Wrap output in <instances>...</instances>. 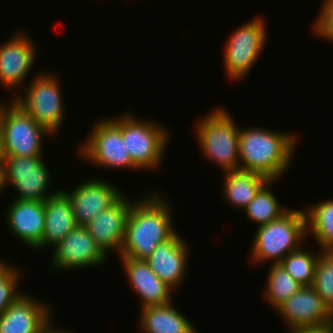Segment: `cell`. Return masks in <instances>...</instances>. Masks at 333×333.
Instances as JSON below:
<instances>
[{
  "instance_id": "1",
  "label": "cell",
  "mask_w": 333,
  "mask_h": 333,
  "mask_svg": "<svg viewBox=\"0 0 333 333\" xmlns=\"http://www.w3.org/2000/svg\"><path fill=\"white\" fill-rule=\"evenodd\" d=\"M148 193L132 204L120 257L145 260L161 242L176 232L170 201L160 192Z\"/></svg>"
},
{
  "instance_id": "2",
  "label": "cell",
  "mask_w": 333,
  "mask_h": 333,
  "mask_svg": "<svg viewBox=\"0 0 333 333\" xmlns=\"http://www.w3.org/2000/svg\"><path fill=\"white\" fill-rule=\"evenodd\" d=\"M291 132L266 130L259 127L240 128L238 151L239 169L265 176L268 180L281 179L292 162L298 144Z\"/></svg>"
},
{
  "instance_id": "3",
  "label": "cell",
  "mask_w": 333,
  "mask_h": 333,
  "mask_svg": "<svg viewBox=\"0 0 333 333\" xmlns=\"http://www.w3.org/2000/svg\"><path fill=\"white\" fill-rule=\"evenodd\" d=\"M256 229L250 251L252 263L268 260L279 264L290 252L303 247L301 243L307 237L305 212L290 208L279 219Z\"/></svg>"
},
{
  "instance_id": "4",
  "label": "cell",
  "mask_w": 333,
  "mask_h": 333,
  "mask_svg": "<svg viewBox=\"0 0 333 333\" xmlns=\"http://www.w3.org/2000/svg\"><path fill=\"white\" fill-rule=\"evenodd\" d=\"M227 111L216 107L194 125L202 155L224 173L239 170V126Z\"/></svg>"
},
{
  "instance_id": "5",
  "label": "cell",
  "mask_w": 333,
  "mask_h": 333,
  "mask_svg": "<svg viewBox=\"0 0 333 333\" xmlns=\"http://www.w3.org/2000/svg\"><path fill=\"white\" fill-rule=\"evenodd\" d=\"M121 130L132 162L140 170L159 168L164 159L169 129L158 122L140 119L129 112L110 118Z\"/></svg>"
},
{
  "instance_id": "6",
  "label": "cell",
  "mask_w": 333,
  "mask_h": 333,
  "mask_svg": "<svg viewBox=\"0 0 333 333\" xmlns=\"http://www.w3.org/2000/svg\"><path fill=\"white\" fill-rule=\"evenodd\" d=\"M35 74L29 85L28 82L25 85L23 95H15L12 100L53 136L65 119L60 79L57 72Z\"/></svg>"
},
{
  "instance_id": "7",
  "label": "cell",
  "mask_w": 333,
  "mask_h": 333,
  "mask_svg": "<svg viewBox=\"0 0 333 333\" xmlns=\"http://www.w3.org/2000/svg\"><path fill=\"white\" fill-rule=\"evenodd\" d=\"M0 127L6 156H44V136H52L13 100L0 101Z\"/></svg>"
},
{
  "instance_id": "8",
  "label": "cell",
  "mask_w": 333,
  "mask_h": 333,
  "mask_svg": "<svg viewBox=\"0 0 333 333\" xmlns=\"http://www.w3.org/2000/svg\"><path fill=\"white\" fill-rule=\"evenodd\" d=\"M251 19L229 33L224 45V71L231 81L246 78L267 43L265 20L259 15Z\"/></svg>"
},
{
  "instance_id": "9",
  "label": "cell",
  "mask_w": 333,
  "mask_h": 333,
  "mask_svg": "<svg viewBox=\"0 0 333 333\" xmlns=\"http://www.w3.org/2000/svg\"><path fill=\"white\" fill-rule=\"evenodd\" d=\"M79 144L78 154L93 165L111 169L140 170L130 158L120 128L110 119H98Z\"/></svg>"
},
{
  "instance_id": "10",
  "label": "cell",
  "mask_w": 333,
  "mask_h": 333,
  "mask_svg": "<svg viewBox=\"0 0 333 333\" xmlns=\"http://www.w3.org/2000/svg\"><path fill=\"white\" fill-rule=\"evenodd\" d=\"M44 156H6L5 185H12L19 200L44 201L59 190L48 192L51 174ZM43 158V159H42Z\"/></svg>"
},
{
  "instance_id": "11",
  "label": "cell",
  "mask_w": 333,
  "mask_h": 333,
  "mask_svg": "<svg viewBox=\"0 0 333 333\" xmlns=\"http://www.w3.org/2000/svg\"><path fill=\"white\" fill-rule=\"evenodd\" d=\"M53 247L49 271L56 270L57 274L61 270L65 272V270L75 271L78 268L101 266L108 257L85 226H77Z\"/></svg>"
},
{
  "instance_id": "12",
  "label": "cell",
  "mask_w": 333,
  "mask_h": 333,
  "mask_svg": "<svg viewBox=\"0 0 333 333\" xmlns=\"http://www.w3.org/2000/svg\"><path fill=\"white\" fill-rule=\"evenodd\" d=\"M275 311L288 329L333 325V313L312 286H302Z\"/></svg>"
},
{
  "instance_id": "13",
  "label": "cell",
  "mask_w": 333,
  "mask_h": 333,
  "mask_svg": "<svg viewBox=\"0 0 333 333\" xmlns=\"http://www.w3.org/2000/svg\"><path fill=\"white\" fill-rule=\"evenodd\" d=\"M86 179L70 192L62 190L72 204L78 226L88 224L123 195V192L111 182L93 177Z\"/></svg>"
},
{
  "instance_id": "14",
  "label": "cell",
  "mask_w": 333,
  "mask_h": 333,
  "mask_svg": "<svg viewBox=\"0 0 333 333\" xmlns=\"http://www.w3.org/2000/svg\"><path fill=\"white\" fill-rule=\"evenodd\" d=\"M28 35L23 31L13 33L11 39L0 45V84L4 88L25 87V79L33 68L37 53Z\"/></svg>"
},
{
  "instance_id": "15",
  "label": "cell",
  "mask_w": 333,
  "mask_h": 333,
  "mask_svg": "<svg viewBox=\"0 0 333 333\" xmlns=\"http://www.w3.org/2000/svg\"><path fill=\"white\" fill-rule=\"evenodd\" d=\"M185 238L176 231L161 242L145 259L151 270L175 293L187 277L188 259L191 249ZM190 250V251H189Z\"/></svg>"
},
{
  "instance_id": "16",
  "label": "cell",
  "mask_w": 333,
  "mask_h": 333,
  "mask_svg": "<svg viewBox=\"0 0 333 333\" xmlns=\"http://www.w3.org/2000/svg\"><path fill=\"white\" fill-rule=\"evenodd\" d=\"M122 195L112 206L103 210L85 225L101 250L108 255L111 251L120 255L127 220L135 200Z\"/></svg>"
},
{
  "instance_id": "17",
  "label": "cell",
  "mask_w": 333,
  "mask_h": 333,
  "mask_svg": "<svg viewBox=\"0 0 333 333\" xmlns=\"http://www.w3.org/2000/svg\"><path fill=\"white\" fill-rule=\"evenodd\" d=\"M27 294L0 314V333H40L52 320L50 305Z\"/></svg>"
},
{
  "instance_id": "18",
  "label": "cell",
  "mask_w": 333,
  "mask_h": 333,
  "mask_svg": "<svg viewBox=\"0 0 333 333\" xmlns=\"http://www.w3.org/2000/svg\"><path fill=\"white\" fill-rule=\"evenodd\" d=\"M5 212L6 225L18 240L35 250L45 229L44 201L14 198Z\"/></svg>"
},
{
  "instance_id": "19",
  "label": "cell",
  "mask_w": 333,
  "mask_h": 333,
  "mask_svg": "<svg viewBox=\"0 0 333 333\" xmlns=\"http://www.w3.org/2000/svg\"><path fill=\"white\" fill-rule=\"evenodd\" d=\"M129 284L140 301V309L172 302L173 290L149 267L145 260L120 257Z\"/></svg>"
},
{
  "instance_id": "20",
  "label": "cell",
  "mask_w": 333,
  "mask_h": 333,
  "mask_svg": "<svg viewBox=\"0 0 333 333\" xmlns=\"http://www.w3.org/2000/svg\"><path fill=\"white\" fill-rule=\"evenodd\" d=\"M45 229L42 243L35 249L37 251L53 247L68 233L76 228L72 204L68 196L60 189L55 195L44 200Z\"/></svg>"
},
{
  "instance_id": "21",
  "label": "cell",
  "mask_w": 333,
  "mask_h": 333,
  "mask_svg": "<svg viewBox=\"0 0 333 333\" xmlns=\"http://www.w3.org/2000/svg\"><path fill=\"white\" fill-rule=\"evenodd\" d=\"M140 310L139 328L143 333H198L172 302Z\"/></svg>"
},
{
  "instance_id": "22",
  "label": "cell",
  "mask_w": 333,
  "mask_h": 333,
  "mask_svg": "<svg viewBox=\"0 0 333 333\" xmlns=\"http://www.w3.org/2000/svg\"><path fill=\"white\" fill-rule=\"evenodd\" d=\"M222 184L223 199L233 207L244 210L268 181L265 176L243 170L225 172Z\"/></svg>"
},
{
  "instance_id": "23",
  "label": "cell",
  "mask_w": 333,
  "mask_h": 333,
  "mask_svg": "<svg viewBox=\"0 0 333 333\" xmlns=\"http://www.w3.org/2000/svg\"><path fill=\"white\" fill-rule=\"evenodd\" d=\"M307 236L315 238L320 251L333 252V199H327L307 206Z\"/></svg>"
},
{
  "instance_id": "24",
  "label": "cell",
  "mask_w": 333,
  "mask_h": 333,
  "mask_svg": "<svg viewBox=\"0 0 333 333\" xmlns=\"http://www.w3.org/2000/svg\"><path fill=\"white\" fill-rule=\"evenodd\" d=\"M275 181L268 180L243 210L246 218L256 223V226L268 224L279 219L289 210V208L286 206L284 208L280 204L278 198L275 197V193L271 191L270 187Z\"/></svg>"
},
{
  "instance_id": "25",
  "label": "cell",
  "mask_w": 333,
  "mask_h": 333,
  "mask_svg": "<svg viewBox=\"0 0 333 333\" xmlns=\"http://www.w3.org/2000/svg\"><path fill=\"white\" fill-rule=\"evenodd\" d=\"M268 270L263 301L276 309L301 289L302 285L294 280L280 264H271Z\"/></svg>"
},
{
  "instance_id": "26",
  "label": "cell",
  "mask_w": 333,
  "mask_h": 333,
  "mask_svg": "<svg viewBox=\"0 0 333 333\" xmlns=\"http://www.w3.org/2000/svg\"><path fill=\"white\" fill-rule=\"evenodd\" d=\"M304 249V250H303ZM322 251L316 253L314 251L306 250V248H299L290 252L279 263L287 273L302 286H312L314 282V274L316 262Z\"/></svg>"
},
{
  "instance_id": "27",
  "label": "cell",
  "mask_w": 333,
  "mask_h": 333,
  "mask_svg": "<svg viewBox=\"0 0 333 333\" xmlns=\"http://www.w3.org/2000/svg\"><path fill=\"white\" fill-rule=\"evenodd\" d=\"M312 287L333 313V252H322L319 255Z\"/></svg>"
},
{
  "instance_id": "28",
  "label": "cell",
  "mask_w": 333,
  "mask_h": 333,
  "mask_svg": "<svg viewBox=\"0 0 333 333\" xmlns=\"http://www.w3.org/2000/svg\"><path fill=\"white\" fill-rule=\"evenodd\" d=\"M5 262L0 258V314L23 294L18 287L25 277L19 266Z\"/></svg>"
},
{
  "instance_id": "29",
  "label": "cell",
  "mask_w": 333,
  "mask_h": 333,
  "mask_svg": "<svg viewBox=\"0 0 333 333\" xmlns=\"http://www.w3.org/2000/svg\"><path fill=\"white\" fill-rule=\"evenodd\" d=\"M322 1L321 10L312 24V31L318 37L333 42V0Z\"/></svg>"
},
{
  "instance_id": "30",
  "label": "cell",
  "mask_w": 333,
  "mask_h": 333,
  "mask_svg": "<svg viewBox=\"0 0 333 333\" xmlns=\"http://www.w3.org/2000/svg\"><path fill=\"white\" fill-rule=\"evenodd\" d=\"M288 333H333V325L317 328L290 329Z\"/></svg>"
},
{
  "instance_id": "31",
  "label": "cell",
  "mask_w": 333,
  "mask_h": 333,
  "mask_svg": "<svg viewBox=\"0 0 333 333\" xmlns=\"http://www.w3.org/2000/svg\"><path fill=\"white\" fill-rule=\"evenodd\" d=\"M53 320H51L48 325L40 332V333H70L68 331H66V329H60L57 327H54V325L52 326Z\"/></svg>"
},
{
  "instance_id": "32",
  "label": "cell",
  "mask_w": 333,
  "mask_h": 333,
  "mask_svg": "<svg viewBox=\"0 0 333 333\" xmlns=\"http://www.w3.org/2000/svg\"><path fill=\"white\" fill-rule=\"evenodd\" d=\"M5 160H6V154L4 151V141H3V135L0 127V166L5 165Z\"/></svg>"
},
{
  "instance_id": "33",
  "label": "cell",
  "mask_w": 333,
  "mask_h": 333,
  "mask_svg": "<svg viewBox=\"0 0 333 333\" xmlns=\"http://www.w3.org/2000/svg\"><path fill=\"white\" fill-rule=\"evenodd\" d=\"M5 186L4 166H0V192H3L2 190H4Z\"/></svg>"
}]
</instances>
